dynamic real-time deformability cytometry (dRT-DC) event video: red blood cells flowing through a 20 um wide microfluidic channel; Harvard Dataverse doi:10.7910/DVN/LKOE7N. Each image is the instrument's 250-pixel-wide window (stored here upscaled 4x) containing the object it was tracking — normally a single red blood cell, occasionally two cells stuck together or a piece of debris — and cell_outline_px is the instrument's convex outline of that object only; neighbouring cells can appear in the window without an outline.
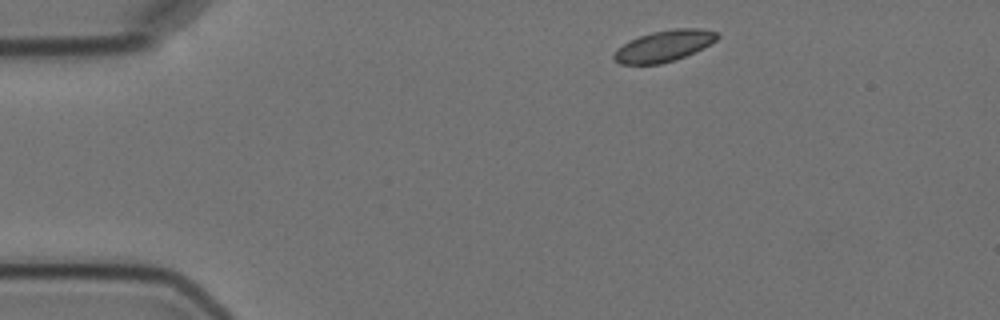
{"species": "Egyptian fruit bat (a non-hibernating species)", "species_latin": "Rousettus aegyptiacus", "temperature_condition": "cold", "stored_images_in_passage": 3, "camera_frame_rate_fps": 3000, "um_per_image_px": 0.085, "animal": {"sex": "female"}, "frame": {"image": 1, "passage_image": 1, "time_ms": 0.0, "image_size_px": [1000, 320], "cell_outline_px": [[720, 36], [716, 40], [684, 56], [660, 64], [620, 64], [612, 60], [612, 56], [616, 48], [640, 36], [652, 32], [672, 28], [700, 28], [716, 32]], "centroid_in_image_um": [56.38, 3.9], "position_along_channel_um": 28.6, "area_um2": 18.5}}